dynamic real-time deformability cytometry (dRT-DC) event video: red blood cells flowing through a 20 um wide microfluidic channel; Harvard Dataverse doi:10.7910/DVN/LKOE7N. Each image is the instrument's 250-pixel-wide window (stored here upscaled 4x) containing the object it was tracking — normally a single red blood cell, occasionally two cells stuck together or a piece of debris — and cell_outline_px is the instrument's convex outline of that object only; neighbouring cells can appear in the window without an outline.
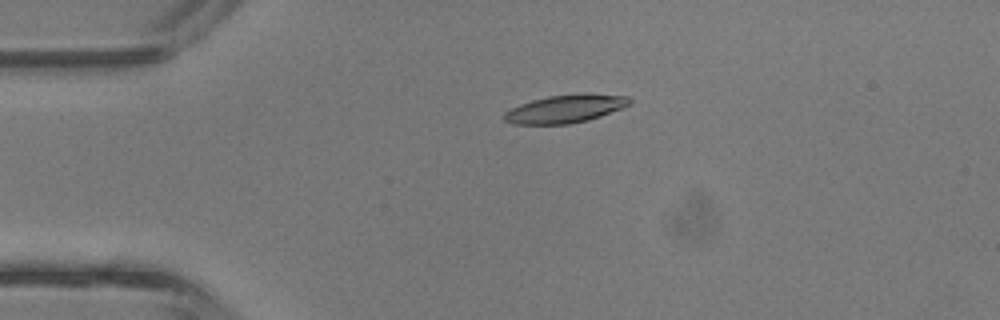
{"species": "common noctule bat (a hibernating species)", "species_latin": "Nyctalus noctula", "temperature_condition": "room temperature", "stored_images_in_passage": 5, "camera_frame_rate_fps": 3000, "um_per_image_px": 0.085, "animal": {"sex": "male", "body_mass_g": 13.3}, "frame": {"image": 1, "passage_image": 3, "time_ms": 0.667, "image_size_px": [1000, 320], "cell_outline_px": [[632, 104], [600, 116], [588, 120], [568, 124], [512, 124], [504, 120], [504, 112], [520, 104], [532, 100], [548, 96], [588, 92], [628, 96], [632, 100]], "centroid_in_image_um": [48.09, 9.23], "position_along_channel_um": 36.9, "area_um2": 20.69}}
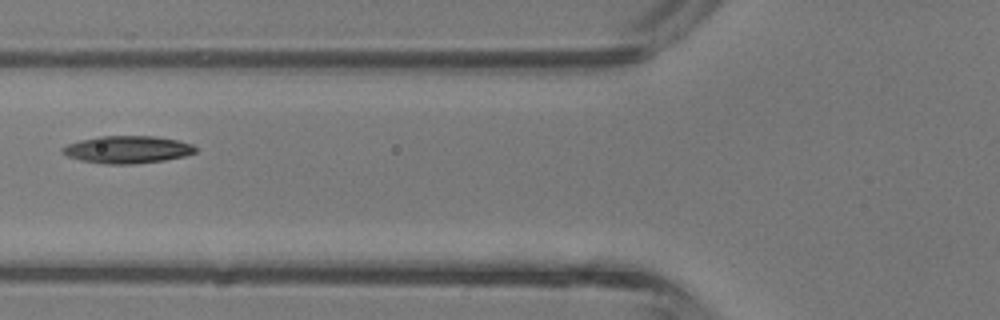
{"frame": {"image": 2, "passage_image": 5, "time_ms": 1.333, "image_size_px": [1000, 320], "cell_outline_px": [[196, 152], [184, 156], [164, 160], [136, 164], [108, 164], [80, 160], [68, 156], [60, 152], [60, 148], [68, 144], [80, 140], [100, 136], [156, 136], [176, 140], [192, 144], [196, 148]], "centroid_in_image_um": [10.81, 12.71], "position_along_channel_um": 115.0, "area_um2": 21.21}}